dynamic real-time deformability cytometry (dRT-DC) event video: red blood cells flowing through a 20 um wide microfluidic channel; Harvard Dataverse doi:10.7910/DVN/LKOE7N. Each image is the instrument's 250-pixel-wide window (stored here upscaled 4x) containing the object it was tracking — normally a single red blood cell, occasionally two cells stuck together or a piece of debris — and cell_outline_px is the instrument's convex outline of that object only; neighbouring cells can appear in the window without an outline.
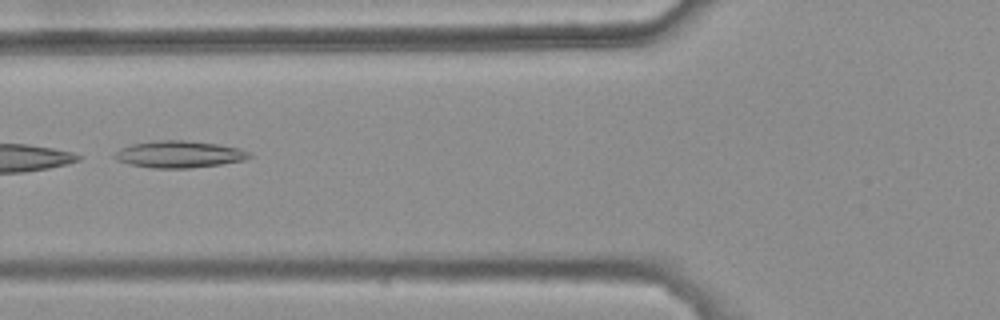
{"species": "common noctule bat (a hibernating species)", "species_latin": "Nyctalus noctula", "temperature_condition": "warm", "stored_images_in_passage": 10, "camera_frame_rate_fps": 3000, "um_per_image_px": 0.085, "animal": {"sex": "female", "body_mass_g": 25.1}, "frame": {"image": 1, "passage_image": 4, "time_ms": 1.0, "image_size_px": [1000, 320], "cell_outline_px": [[252, 156], [244, 160], [220, 164], [188, 168], [152, 168], [132, 164], [116, 160], [112, 156], [120, 148], [132, 144], [156, 140], [184, 140], [216, 144], [240, 148], [252, 152]], "centroid_in_image_um": [15.24, 13.11], "position_along_channel_um": 110.6, "area_um2": 21.04}}
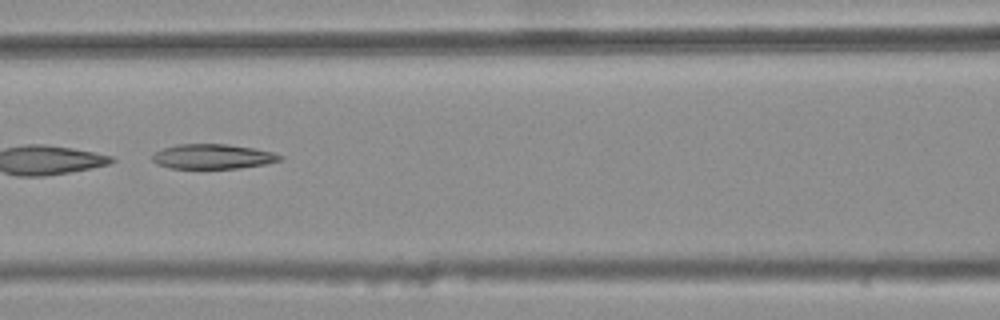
{"frame": {"image": 2, "passage_image": 7, "time_ms": 2.0, "image_size_px": [1000, 320], "cell_outline_px": [[284, 160], [264, 164], [240, 168], [168, 168], [156, 164], [152, 160], [152, 156], [156, 152], [164, 148], [176, 144], [228, 144], [252, 148], [272, 152], [284, 156]], "centroid_in_image_um": [18.09, 13.3], "position_along_channel_um": 148.5, "area_um2": 18.44}}